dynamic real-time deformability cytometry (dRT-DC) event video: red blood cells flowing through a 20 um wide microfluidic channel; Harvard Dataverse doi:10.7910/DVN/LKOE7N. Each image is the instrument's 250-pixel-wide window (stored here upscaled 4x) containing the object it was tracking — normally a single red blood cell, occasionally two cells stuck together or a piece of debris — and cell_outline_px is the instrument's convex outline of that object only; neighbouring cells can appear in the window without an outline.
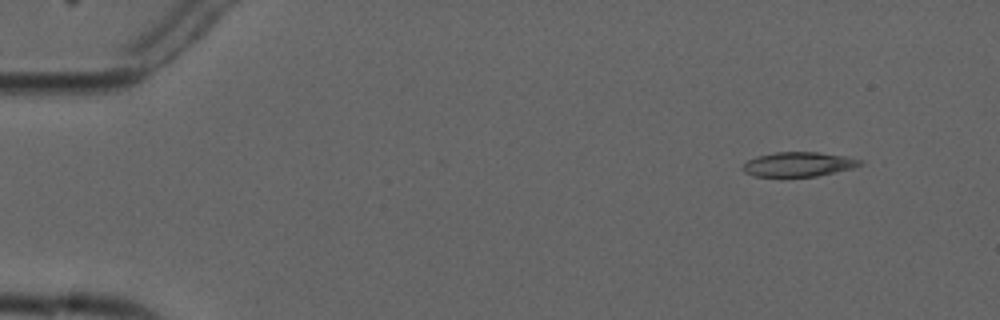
{"species": "common noctule bat (a hibernating species)", "species_latin": "Nyctalus noctula", "temperature_condition": "cold", "stored_images_in_passage": 4, "camera_frame_rate_fps": 3000, "um_per_image_px": 0.085, "animal": {"sex": "male", "forearm_length_mm": 52.5}, "frame": {"image": 1, "passage_image": 1, "time_ms": 0.0, "image_size_px": [1000, 320], "cell_outline_px": [[864, 164], [852, 168], [836, 172], [816, 176], [752, 176], [744, 172], [744, 164], [748, 160], [756, 156], [776, 152], [816, 152], [844, 156], [864, 160]], "centroid_in_image_um": [67.9, 13.96], "position_along_channel_um": 17.1, "area_um2": 16.65}}
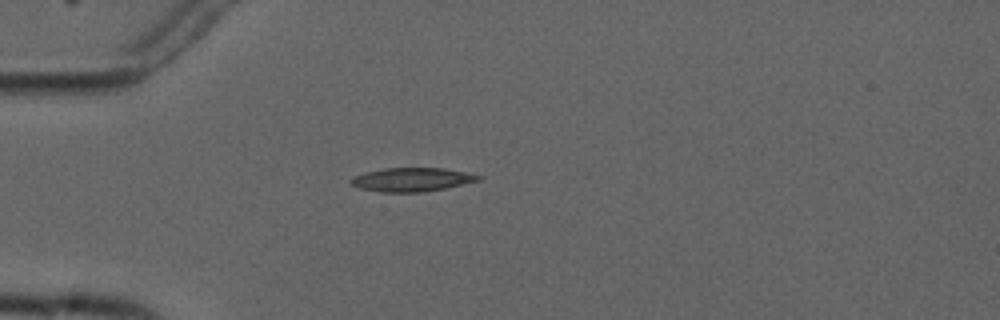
{"frame": {"image": 2, "passage_image": 4, "time_ms": 3.333, "image_size_px": [1000, 320], "cell_outline_px": [[484, 176], [480, 180], [444, 188], [424, 192], [380, 192], [360, 188], [352, 184], [348, 180], [364, 172], [384, 168], [444, 168]], "centroid_in_image_um": [35.0, 15.26], "position_along_channel_um": 50.0, "area_um2": 17.51}}